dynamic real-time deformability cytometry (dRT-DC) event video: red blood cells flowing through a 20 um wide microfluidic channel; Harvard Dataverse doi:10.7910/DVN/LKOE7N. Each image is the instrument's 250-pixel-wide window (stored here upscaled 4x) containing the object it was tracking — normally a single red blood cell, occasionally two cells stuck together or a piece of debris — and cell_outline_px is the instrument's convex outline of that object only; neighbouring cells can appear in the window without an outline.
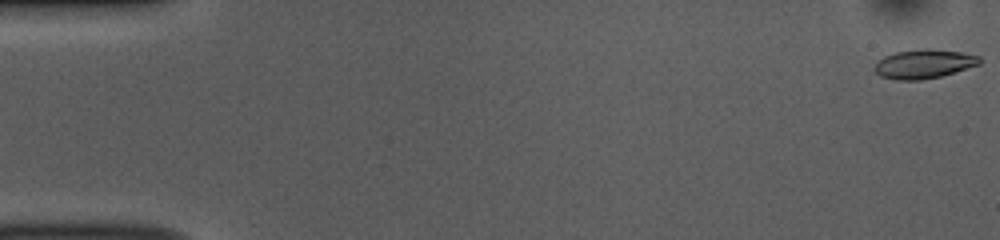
{"species": "common noctule bat (a hibernating species)", "species_latin": "Nyctalus noctula", "temperature_condition": "room temperature", "stored_images_in_passage": 52, "camera_frame_rate_fps": 3000, "um_per_image_px": 0.085, "animal": {"sex": "female", "body_mass_g": 10.0, "forearm_length_mm": 53.1}, "frame": {"image": 1, "passage_image": 1, "time_ms": 0.0, "image_size_px": [1000, 240], "cell_outline_px": [[980, 64], [940, 76], [920, 80], [896, 80], [880, 76], [872, 68], [884, 56], [896, 52], [920, 48], [932, 48], [960, 52], [980, 56]], "centroid_in_image_um": [78.51, 5.42], "position_along_channel_um": 6.5, "area_um2": 17.74}}
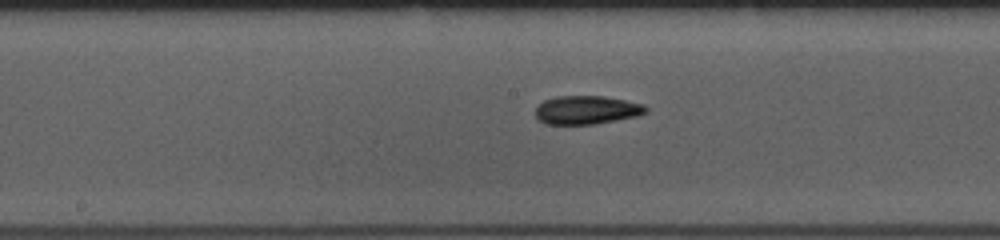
{"frame": {"image": 2, "passage_image": 27, "time_ms": 8.667, "image_size_px": [1000, 240], "cell_outline_px": [[648, 112], [636, 116], [596, 124], [544, 124], [536, 116], [536, 108], [544, 100], [556, 96], [604, 96], [644, 104], [648, 108]], "centroid_in_image_um": [49.88, 9.34], "position_along_channel_um": 198.3, "area_um2": 18.32}}
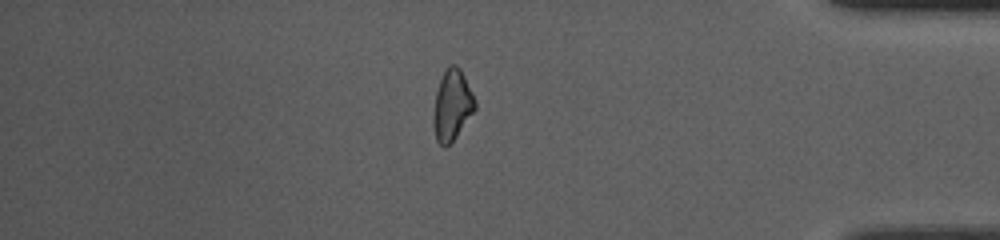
{"frame": {"image": 3, "passage_image": 45, "time_ms": 14.667, "image_size_px": [1000, 240], "cell_outline_px": [[476, 108], [452, 144], [444, 148], [436, 140], [432, 124], [432, 116], [436, 92], [440, 80], [448, 64], [456, 64], [460, 68], [476, 100]], "centroid_in_image_um": [38.42, 8.98], "position_along_channel_um": 396.8, "area_um2": 17.46}, "authors_computed_cell_mechanics": {"area_um2": 17.8313, "velocity_mm_per_s": 3.8418, "shape_relaxation_time_tau1_ms": 4.0836, "shape_relaxation_time_tau2_ms": 3.1218, "deformation_change_tau1": 0.1424, "deformation_change_tau2": 0.097}}